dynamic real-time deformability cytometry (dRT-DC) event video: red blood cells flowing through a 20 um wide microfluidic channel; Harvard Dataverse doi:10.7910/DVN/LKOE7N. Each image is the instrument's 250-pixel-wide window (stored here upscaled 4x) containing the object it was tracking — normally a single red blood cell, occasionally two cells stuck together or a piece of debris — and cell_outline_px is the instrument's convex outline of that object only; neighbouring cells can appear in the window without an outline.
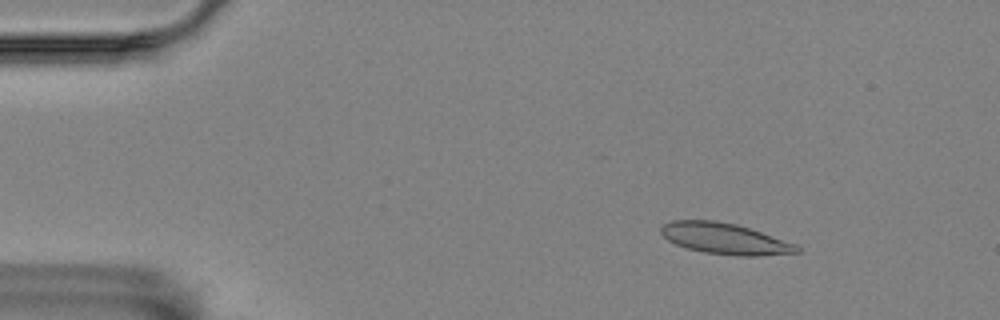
{"species": "Egyptian fruit bat (a non-hibernating species)", "species_latin": "Rousettus aegyptiacus", "temperature_condition": "room temperature", "stored_images_in_passage": 57, "camera_frame_rate_fps": 3000, "um_per_image_px": 0.085, "animal": {"sex": "female"}, "frame": {"image": 1, "passage_image": 8, "time_ms": 2.333, "image_size_px": [1000, 320], "cell_outline_px": [[800, 252], [756, 256], [736, 256], [704, 252], [688, 248], [676, 244], [668, 240], [660, 232], [660, 224], [672, 220], [716, 220], [736, 224], [796, 244], [800, 248]], "centroid_in_image_um": [61.57, 20.28], "position_along_channel_um": 23.4, "area_um2": 24.51}}
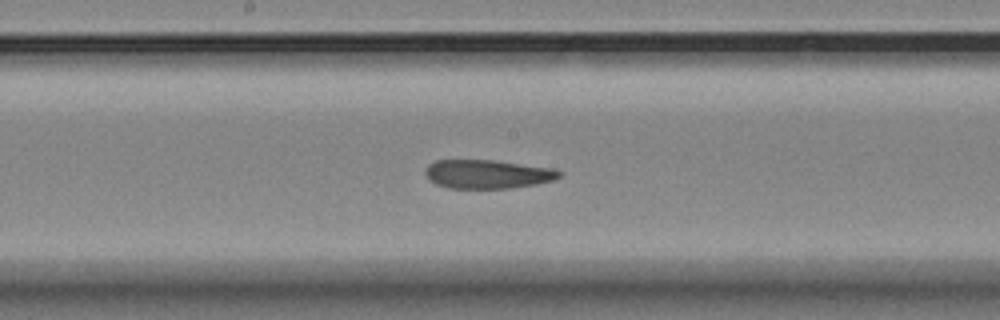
{"frame": {"image": 2, "passage_image": 30, "time_ms": 9.667, "image_size_px": [1000, 320], "cell_outline_px": [[564, 172], [556, 180], [536, 184], [512, 188], [448, 188], [436, 184], [428, 180], [424, 172], [424, 168], [428, 164], [436, 160], [492, 160], [552, 168]], "centroid_in_image_um": [41.42, 14.8], "position_along_channel_um": 206.8, "area_um2": 22.66}}
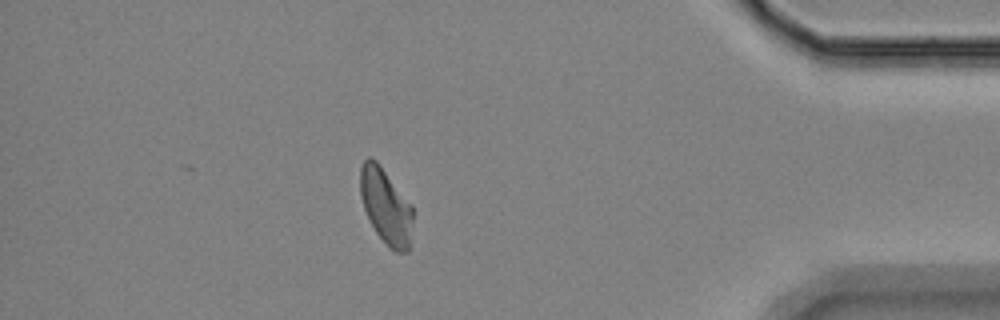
{"frame": {"image": 3, "passage_image": 50, "time_ms": 16.333, "image_size_px": [1000, 320], "cell_outline_px": [[412, 220], [408, 252], [396, 252], [388, 248], [376, 232], [364, 208], [360, 196], [360, 168], [364, 160], [368, 156], [372, 156], [376, 160], [412, 204]], "centroid_in_image_um": [32.79, 17.51], "position_along_channel_um": 402.4, "area_um2": 23.12}, "authors_computed_cell_mechanics": {"area_um2": 23.6402, "velocity_mm_per_s": 3.5132, "shape_relaxation_time_tau1_ms": null, "shape_relaxation_time_tau2_ms": 2.9984, "deformation_change_tau1": null, "deformation_change_tau2": 0.0935}}